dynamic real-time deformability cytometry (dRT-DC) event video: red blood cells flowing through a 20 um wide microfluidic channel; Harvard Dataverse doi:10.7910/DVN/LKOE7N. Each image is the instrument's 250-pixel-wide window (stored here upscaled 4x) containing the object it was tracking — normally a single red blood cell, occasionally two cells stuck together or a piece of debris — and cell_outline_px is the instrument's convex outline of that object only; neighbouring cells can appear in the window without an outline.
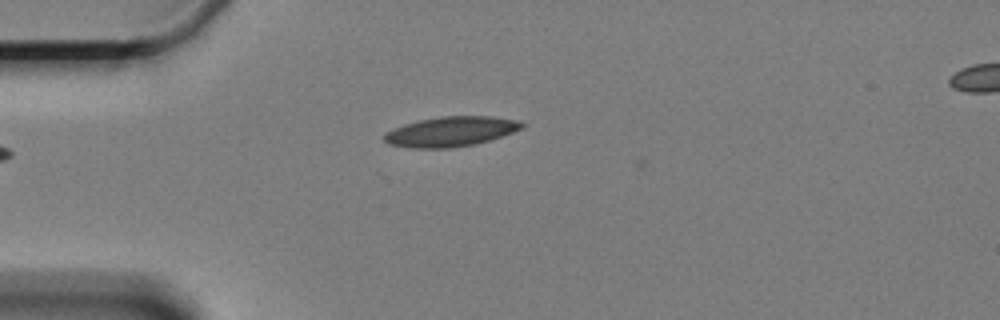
{"species": "Egyptian fruit bat (a non-hibernating species)", "species_latin": "Rousettus aegyptiacus", "temperature_condition": "cold", "stored_images_in_passage": 2, "camera_frame_rate_fps": 3000, "um_per_image_px": 0.085, "animal": {"sex": "female"}, "frame": {"image": 1, "passage_image": 2, "time_ms": 1.333, "image_size_px": [1000, 320], "cell_outline_px": [[528, 124], [524, 128], [476, 144], [452, 148], [408, 148], [388, 144], [384, 140], [384, 132], [404, 124], [420, 120], [440, 116], [492, 116], [516, 120]], "centroid_in_image_um": [38.31, 11.18], "position_along_channel_um": 46.7, "area_um2": 24.1}}